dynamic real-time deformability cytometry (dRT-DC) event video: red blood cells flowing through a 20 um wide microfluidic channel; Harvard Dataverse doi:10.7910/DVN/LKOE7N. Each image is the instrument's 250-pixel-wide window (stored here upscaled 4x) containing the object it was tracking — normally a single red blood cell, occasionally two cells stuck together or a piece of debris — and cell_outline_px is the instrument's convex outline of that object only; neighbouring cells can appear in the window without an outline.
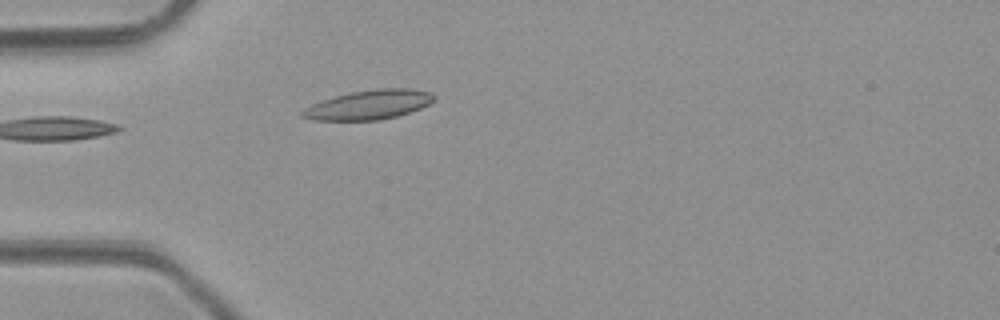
{"species": "common noctule bat (a hibernating species)", "species_latin": "Nyctalus noctula", "temperature_condition": "room temperature", "stored_images_in_passage": 1, "camera_frame_rate_fps": 3000, "um_per_image_px": 0.085, "animal": {"sex": "male", "body_mass_g": 23.1, "forearm_length_mm": 52.7}, "frame": {"image": 1, "passage_image": 1, "time_ms": 0.0, "image_size_px": [1000, 320], "cell_outline_px": [[436, 100], [420, 108], [396, 116], [380, 120], [312, 120], [300, 116], [300, 112], [304, 108], [312, 104], [336, 96], [352, 92], [376, 88], [412, 88], [432, 92], [436, 96]], "centroid_in_image_um": [31.38, 8.9], "position_along_channel_um": 53.6, "area_um2": 22.54}}